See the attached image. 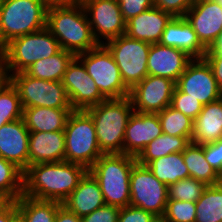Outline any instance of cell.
<instances>
[{
  "mask_svg": "<svg viewBox=\"0 0 222 222\" xmlns=\"http://www.w3.org/2000/svg\"><path fill=\"white\" fill-rule=\"evenodd\" d=\"M28 149V166L38 163L64 161V131L30 132Z\"/></svg>",
  "mask_w": 222,
  "mask_h": 222,
  "instance_id": "7402d4cb",
  "label": "cell"
},
{
  "mask_svg": "<svg viewBox=\"0 0 222 222\" xmlns=\"http://www.w3.org/2000/svg\"><path fill=\"white\" fill-rule=\"evenodd\" d=\"M170 106L193 120L203 108V104L198 99L190 97L189 94L182 92L177 86L174 89Z\"/></svg>",
  "mask_w": 222,
  "mask_h": 222,
  "instance_id": "8d00e7d4",
  "label": "cell"
},
{
  "mask_svg": "<svg viewBox=\"0 0 222 222\" xmlns=\"http://www.w3.org/2000/svg\"><path fill=\"white\" fill-rule=\"evenodd\" d=\"M195 222H222V182L207 186L196 201Z\"/></svg>",
  "mask_w": 222,
  "mask_h": 222,
  "instance_id": "4dcf8cb0",
  "label": "cell"
},
{
  "mask_svg": "<svg viewBox=\"0 0 222 222\" xmlns=\"http://www.w3.org/2000/svg\"><path fill=\"white\" fill-rule=\"evenodd\" d=\"M23 194V172L0 156V196L16 201Z\"/></svg>",
  "mask_w": 222,
  "mask_h": 222,
  "instance_id": "1f68e13d",
  "label": "cell"
},
{
  "mask_svg": "<svg viewBox=\"0 0 222 222\" xmlns=\"http://www.w3.org/2000/svg\"><path fill=\"white\" fill-rule=\"evenodd\" d=\"M183 160L189 177L195 178L207 186L222 182V177L207 162L204 156V145L190 143L183 151Z\"/></svg>",
  "mask_w": 222,
  "mask_h": 222,
  "instance_id": "484cf974",
  "label": "cell"
},
{
  "mask_svg": "<svg viewBox=\"0 0 222 222\" xmlns=\"http://www.w3.org/2000/svg\"><path fill=\"white\" fill-rule=\"evenodd\" d=\"M62 205L78 217L88 215L105 205L99 183L89 171L80 180L78 186L62 202Z\"/></svg>",
  "mask_w": 222,
  "mask_h": 222,
  "instance_id": "603a6c76",
  "label": "cell"
},
{
  "mask_svg": "<svg viewBox=\"0 0 222 222\" xmlns=\"http://www.w3.org/2000/svg\"><path fill=\"white\" fill-rule=\"evenodd\" d=\"M191 143V137L162 134L148 143L136 158L141 165L147 166L152 160L177 152H183Z\"/></svg>",
  "mask_w": 222,
  "mask_h": 222,
  "instance_id": "f1b7e54d",
  "label": "cell"
},
{
  "mask_svg": "<svg viewBox=\"0 0 222 222\" xmlns=\"http://www.w3.org/2000/svg\"><path fill=\"white\" fill-rule=\"evenodd\" d=\"M176 82L173 80L147 75L131 90V99L135 112L157 114L171 104Z\"/></svg>",
  "mask_w": 222,
  "mask_h": 222,
  "instance_id": "5bb4252c",
  "label": "cell"
},
{
  "mask_svg": "<svg viewBox=\"0 0 222 222\" xmlns=\"http://www.w3.org/2000/svg\"><path fill=\"white\" fill-rule=\"evenodd\" d=\"M162 134L158 114L134 111L126 125L123 154L137 158L148 143Z\"/></svg>",
  "mask_w": 222,
  "mask_h": 222,
  "instance_id": "e0dca14e",
  "label": "cell"
},
{
  "mask_svg": "<svg viewBox=\"0 0 222 222\" xmlns=\"http://www.w3.org/2000/svg\"><path fill=\"white\" fill-rule=\"evenodd\" d=\"M149 222H169L164 215H154Z\"/></svg>",
  "mask_w": 222,
  "mask_h": 222,
  "instance_id": "681fc988",
  "label": "cell"
},
{
  "mask_svg": "<svg viewBox=\"0 0 222 222\" xmlns=\"http://www.w3.org/2000/svg\"><path fill=\"white\" fill-rule=\"evenodd\" d=\"M157 114L164 134L179 137H192L194 120L189 116H186L170 105Z\"/></svg>",
  "mask_w": 222,
  "mask_h": 222,
  "instance_id": "d6a6232c",
  "label": "cell"
},
{
  "mask_svg": "<svg viewBox=\"0 0 222 222\" xmlns=\"http://www.w3.org/2000/svg\"><path fill=\"white\" fill-rule=\"evenodd\" d=\"M137 159L126 154H103L88 169L98 181L106 205L130 203V173Z\"/></svg>",
  "mask_w": 222,
  "mask_h": 222,
  "instance_id": "277c9868",
  "label": "cell"
},
{
  "mask_svg": "<svg viewBox=\"0 0 222 222\" xmlns=\"http://www.w3.org/2000/svg\"><path fill=\"white\" fill-rule=\"evenodd\" d=\"M73 108L27 107L22 119L29 132L64 131Z\"/></svg>",
  "mask_w": 222,
  "mask_h": 222,
  "instance_id": "d4e9b609",
  "label": "cell"
},
{
  "mask_svg": "<svg viewBox=\"0 0 222 222\" xmlns=\"http://www.w3.org/2000/svg\"><path fill=\"white\" fill-rule=\"evenodd\" d=\"M48 6L50 5H61V4H71L77 2L78 0H42Z\"/></svg>",
  "mask_w": 222,
  "mask_h": 222,
  "instance_id": "c3c4849f",
  "label": "cell"
},
{
  "mask_svg": "<svg viewBox=\"0 0 222 222\" xmlns=\"http://www.w3.org/2000/svg\"><path fill=\"white\" fill-rule=\"evenodd\" d=\"M207 185L195 178L188 177L168 185V199L196 202Z\"/></svg>",
  "mask_w": 222,
  "mask_h": 222,
  "instance_id": "e575fe53",
  "label": "cell"
},
{
  "mask_svg": "<svg viewBox=\"0 0 222 222\" xmlns=\"http://www.w3.org/2000/svg\"><path fill=\"white\" fill-rule=\"evenodd\" d=\"M120 208L104 205L88 215L81 217V222H118Z\"/></svg>",
  "mask_w": 222,
  "mask_h": 222,
  "instance_id": "ab89813d",
  "label": "cell"
},
{
  "mask_svg": "<svg viewBox=\"0 0 222 222\" xmlns=\"http://www.w3.org/2000/svg\"><path fill=\"white\" fill-rule=\"evenodd\" d=\"M10 83V74L3 56L0 54V92Z\"/></svg>",
  "mask_w": 222,
  "mask_h": 222,
  "instance_id": "bcb514c9",
  "label": "cell"
},
{
  "mask_svg": "<svg viewBox=\"0 0 222 222\" xmlns=\"http://www.w3.org/2000/svg\"><path fill=\"white\" fill-rule=\"evenodd\" d=\"M23 108H72L61 81H47L27 75L24 71L10 75Z\"/></svg>",
  "mask_w": 222,
  "mask_h": 222,
  "instance_id": "30bf717a",
  "label": "cell"
},
{
  "mask_svg": "<svg viewBox=\"0 0 222 222\" xmlns=\"http://www.w3.org/2000/svg\"><path fill=\"white\" fill-rule=\"evenodd\" d=\"M29 133L22 118L0 127V156L22 172L28 167Z\"/></svg>",
  "mask_w": 222,
  "mask_h": 222,
  "instance_id": "d6986e66",
  "label": "cell"
},
{
  "mask_svg": "<svg viewBox=\"0 0 222 222\" xmlns=\"http://www.w3.org/2000/svg\"><path fill=\"white\" fill-rule=\"evenodd\" d=\"M204 156L207 162L222 177V139L204 145Z\"/></svg>",
  "mask_w": 222,
  "mask_h": 222,
  "instance_id": "60d3db41",
  "label": "cell"
},
{
  "mask_svg": "<svg viewBox=\"0 0 222 222\" xmlns=\"http://www.w3.org/2000/svg\"><path fill=\"white\" fill-rule=\"evenodd\" d=\"M184 18L207 49L222 34V7L215 2L195 0Z\"/></svg>",
  "mask_w": 222,
  "mask_h": 222,
  "instance_id": "2e32d148",
  "label": "cell"
},
{
  "mask_svg": "<svg viewBox=\"0 0 222 222\" xmlns=\"http://www.w3.org/2000/svg\"><path fill=\"white\" fill-rule=\"evenodd\" d=\"M47 10L42 0H0V50L14 38L44 29Z\"/></svg>",
  "mask_w": 222,
  "mask_h": 222,
  "instance_id": "5b68a950",
  "label": "cell"
},
{
  "mask_svg": "<svg viewBox=\"0 0 222 222\" xmlns=\"http://www.w3.org/2000/svg\"><path fill=\"white\" fill-rule=\"evenodd\" d=\"M46 28L57 39L61 49L75 56L99 45L79 0L71 4L48 6Z\"/></svg>",
  "mask_w": 222,
  "mask_h": 222,
  "instance_id": "7a4b0ae2",
  "label": "cell"
},
{
  "mask_svg": "<svg viewBox=\"0 0 222 222\" xmlns=\"http://www.w3.org/2000/svg\"><path fill=\"white\" fill-rule=\"evenodd\" d=\"M76 56L64 49L46 59L37 60L24 72L37 79L61 81L68 65Z\"/></svg>",
  "mask_w": 222,
  "mask_h": 222,
  "instance_id": "4316f807",
  "label": "cell"
},
{
  "mask_svg": "<svg viewBox=\"0 0 222 222\" xmlns=\"http://www.w3.org/2000/svg\"><path fill=\"white\" fill-rule=\"evenodd\" d=\"M154 215L132 205L120 208L118 222H149Z\"/></svg>",
  "mask_w": 222,
  "mask_h": 222,
  "instance_id": "b9f144b4",
  "label": "cell"
},
{
  "mask_svg": "<svg viewBox=\"0 0 222 222\" xmlns=\"http://www.w3.org/2000/svg\"><path fill=\"white\" fill-rule=\"evenodd\" d=\"M87 172L85 166L67 161L28 166L23 172L22 195L62 203Z\"/></svg>",
  "mask_w": 222,
  "mask_h": 222,
  "instance_id": "6da1fadb",
  "label": "cell"
},
{
  "mask_svg": "<svg viewBox=\"0 0 222 222\" xmlns=\"http://www.w3.org/2000/svg\"><path fill=\"white\" fill-rule=\"evenodd\" d=\"M93 119L103 154H123L126 125L134 112L130 97L106 99L85 110Z\"/></svg>",
  "mask_w": 222,
  "mask_h": 222,
  "instance_id": "3957f363",
  "label": "cell"
},
{
  "mask_svg": "<svg viewBox=\"0 0 222 222\" xmlns=\"http://www.w3.org/2000/svg\"><path fill=\"white\" fill-rule=\"evenodd\" d=\"M161 45L186 52L193 59L204 58L208 50L184 17H173L162 33Z\"/></svg>",
  "mask_w": 222,
  "mask_h": 222,
  "instance_id": "44dd1931",
  "label": "cell"
},
{
  "mask_svg": "<svg viewBox=\"0 0 222 222\" xmlns=\"http://www.w3.org/2000/svg\"><path fill=\"white\" fill-rule=\"evenodd\" d=\"M206 54H222V34L215 40Z\"/></svg>",
  "mask_w": 222,
  "mask_h": 222,
  "instance_id": "7dc6e473",
  "label": "cell"
},
{
  "mask_svg": "<svg viewBox=\"0 0 222 222\" xmlns=\"http://www.w3.org/2000/svg\"><path fill=\"white\" fill-rule=\"evenodd\" d=\"M176 86L190 97L198 99L203 105L222 97L211 67L204 58L192 59Z\"/></svg>",
  "mask_w": 222,
  "mask_h": 222,
  "instance_id": "9a60e30c",
  "label": "cell"
},
{
  "mask_svg": "<svg viewBox=\"0 0 222 222\" xmlns=\"http://www.w3.org/2000/svg\"><path fill=\"white\" fill-rule=\"evenodd\" d=\"M54 222H81V217H78L61 204L58 207Z\"/></svg>",
  "mask_w": 222,
  "mask_h": 222,
  "instance_id": "f6af8a7d",
  "label": "cell"
},
{
  "mask_svg": "<svg viewBox=\"0 0 222 222\" xmlns=\"http://www.w3.org/2000/svg\"><path fill=\"white\" fill-rule=\"evenodd\" d=\"M192 59L180 49L164 46L160 43L151 44L147 61L148 75L177 82Z\"/></svg>",
  "mask_w": 222,
  "mask_h": 222,
  "instance_id": "ac0fdd59",
  "label": "cell"
},
{
  "mask_svg": "<svg viewBox=\"0 0 222 222\" xmlns=\"http://www.w3.org/2000/svg\"><path fill=\"white\" fill-rule=\"evenodd\" d=\"M194 2L195 0H153V5L173 17H184Z\"/></svg>",
  "mask_w": 222,
  "mask_h": 222,
  "instance_id": "74e56055",
  "label": "cell"
},
{
  "mask_svg": "<svg viewBox=\"0 0 222 222\" xmlns=\"http://www.w3.org/2000/svg\"><path fill=\"white\" fill-rule=\"evenodd\" d=\"M87 14L89 24L98 44L126 33V21L118 0H79Z\"/></svg>",
  "mask_w": 222,
  "mask_h": 222,
  "instance_id": "7c38bea8",
  "label": "cell"
},
{
  "mask_svg": "<svg viewBox=\"0 0 222 222\" xmlns=\"http://www.w3.org/2000/svg\"><path fill=\"white\" fill-rule=\"evenodd\" d=\"M173 16L152 7L126 22V35L149 44L159 43L166 25Z\"/></svg>",
  "mask_w": 222,
  "mask_h": 222,
  "instance_id": "ffe728a7",
  "label": "cell"
},
{
  "mask_svg": "<svg viewBox=\"0 0 222 222\" xmlns=\"http://www.w3.org/2000/svg\"><path fill=\"white\" fill-rule=\"evenodd\" d=\"M103 45L117 63L122 81L129 90L148 75L147 61L151 44L124 34Z\"/></svg>",
  "mask_w": 222,
  "mask_h": 222,
  "instance_id": "ba28073f",
  "label": "cell"
},
{
  "mask_svg": "<svg viewBox=\"0 0 222 222\" xmlns=\"http://www.w3.org/2000/svg\"><path fill=\"white\" fill-rule=\"evenodd\" d=\"M61 50L59 42L44 29L12 39L1 50L9 74L25 71L37 60L46 59Z\"/></svg>",
  "mask_w": 222,
  "mask_h": 222,
  "instance_id": "52a82bcc",
  "label": "cell"
},
{
  "mask_svg": "<svg viewBox=\"0 0 222 222\" xmlns=\"http://www.w3.org/2000/svg\"><path fill=\"white\" fill-rule=\"evenodd\" d=\"M168 186L154 176L148 166L136 162L130 173V203L153 215H164Z\"/></svg>",
  "mask_w": 222,
  "mask_h": 222,
  "instance_id": "8fae6325",
  "label": "cell"
},
{
  "mask_svg": "<svg viewBox=\"0 0 222 222\" xmlns=\"http://www.w3.org/2000/svg\"><path fill=\"white\" fill-rule=\"evenodd\" d=\"M118 3L126 22L154 6L153 0H118Z\"/></svg>",
  "mask_w": 222,
  "mask_h": 222,
  "instance_id": "f35d334b",
  "label": "cell"
},
{
  "mask_svg": "<svg viewBox=\"0 0 222 222\" xmlns=\"http://www.w3.org/2000/svg\"><path fill=\"white\" fill-rule=\"evenodd\" d=\"M210 1L217 3L220 7H222V0H210Z\"/></svg>",
  "mask_w": 222,
  "mask_h": 222,
  "instance_id": "816d5d0a",
  "label": "cell"
},
{
  "mask_svg": "<svg viewBox=\"0 0 222 222\" xmlns=\"http://www.w3.org/2000/svg\"><path fill=\"white\" fill-rule=\"evenodd\" d=\"M64 161L89 169L103 155L99 148L95 125L85 110H73L66 121Z\"/></svg>",
  "mask_w": 222,
  "mask_h": 222,
  "instance_id": "8992f818",
  "label": "cell"
},
{
  "mask_svg": "<svg viewBox=\"0 0 222 222\" xmlns=\"http://www.w3.org/2000/svg\"><path fill=\"white\" fill-rule=\"evenodd\" d=\"M9 202L8 199L0 197V210Z\"/></svg>",
  "mask_w": 222,
  "mask_h": 222,
  "instance_id": "f907efd6",
  "label": "cell"
},
{
  "mask_svg": "<svg viewBox=\"0 0 222 222\" xmlns=\"http://www.w3.org/2000/svg\"><path fill=\"white\" fill-rule=\"evenodd\" d=\"M164 216L169 222H195L196 202L168 199Z\"/></svg>",
  "mask_w": 222,
  "mask_h": 222,
  "instance_id": "d590c367",
  "label": "cell"
},
{
  "mask_svg": "<svg viewBox=\"0 0 222 222\" xmlns=\"http://www.w3.org/2000/svg\"><path fill=\"white\" fill-rule=\"evenodd\" d=\"M23 107L16 88L10 82L0 92V127L21 119Z\"/></svg>",
  "mask_w": 222,
  "mask_h": 222,
  "instance_id": "836d02e7",
  "label": "cell"
},
{
  "mask_svg": "<svg viewBox=\"0 0 222 222\" xmlns=\"http://www.w3.org/2000/svg\"><path fill=\"white\" fill-rule=\"evenodd\" d=\"M147 166L154 176L167 186L189 177L187 166L183 160V152L154 159Z\"/></svg>",
  "mask_w": 222,
  "mask_h": 222,
  "instance_id": "f546056e",
  "label": "cell"
},
{
  "mask_svg": "<svg viewBox=\"0 0 222 222\" xmlns=\"http://www.w3.org/2000/svg\"><path fill=\"white\" fill-rule=\"evenodd\" d=\"M18 219L16 201H9L0 210V222H15Z\"/></svg>",
  "mask_w": 222,
  "mask_h": 222,
  "instance_id": "ee69618b",
  "label": "cell"
},
{
  "mask_svg": "<svg viewBox=\"0 0 222 222\" xmlns=\"http://www.w3.org/2000/svg\"><path fill=\"white\" fill-rule=\"evenodd\" d=\"M58 201L37 200L21 195L16 200L18 218L21 222H54Z\"/></svg>",
  "mask_w": 222,
  "mask_h": 222,
  "instance_id": "83f0119b",
  "label": "cell"
},
{
  "mask_svg": "<svg viewBox=\"0 0 222 222\" xmlns=\"http://www.w3.org/2000/svg\"><path fill=\"white\" fill-rule=\"evenodd\" d=\"M61 82L73 110H86L106 100L77 57L68 65Z\"/></svg>",
  "mask_w": 222,
  "mask_h": 222,
  "instance_id": "4fadbf2b",
  "label": "cell"
},
{
  "mask_svg": "<svg viewBox=\"0 0 222 222\" xmlns=\"http://www.w3.org/2000/svg\"><path fill=\"white\" fill-rule=\"evenodd\" d=\"M204 59L211 67L217 85L222 91V54H205Z\"/></svg>",
  "mask_w": 222,
  "mask_h": 222,
  "instance_id": "7bdbcfd3",
  "label": "cell"
},
{
  "mask_svg": "<svg viewBox=\"0 0 222 222\" xmlns=\"http://www.w3.org/2000/svg\"><path fill=\"white\" fill-rule=\"evenodd\" d=\"M222 139V97L203 105L193 122L191 142L199 145Z\"/></svg>",
  "mask_w": 222,
  "mask_h": 222,
  "instance_id": "cb8c5ba5",
  "label": "cell"
},
{
  "mask_svg": "<svg viewBox=\"0 0 222 222\" xmlns=\"http://www.w3.org/2000/svg\"><path fill=\"white\" fill-rule=\"evenodd\" d=\"M76 57L83 63L87 73L106 99H119L129 96L130 90L122 81L117 63L103 44L78 54Z\"/></svg>",
  "mask_w": 222,
  "mask_h": 222,
  "instance_id": "9c48e42d",
  "label": "cell"
}]
</instances>
